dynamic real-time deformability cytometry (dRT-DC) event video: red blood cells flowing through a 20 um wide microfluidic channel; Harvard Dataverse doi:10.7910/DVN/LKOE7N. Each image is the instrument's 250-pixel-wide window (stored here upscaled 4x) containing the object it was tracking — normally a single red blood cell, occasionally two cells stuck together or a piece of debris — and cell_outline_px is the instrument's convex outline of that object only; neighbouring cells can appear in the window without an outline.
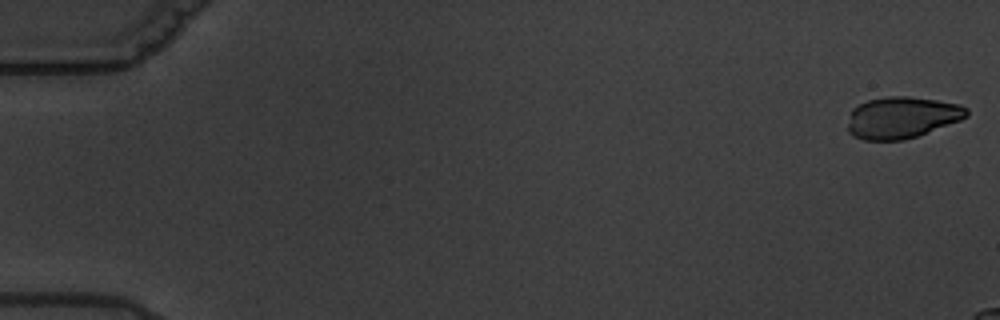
{"species": "common noctule bat (a hibernating species)", "species_latin": "Nyctalus noctula", "temperature_condition": "warm", "stored_images_in_passage": 5, "camera_frame_rate_fps": 3000, "um_per_image_px": 0.085, "animal": {"sex": "male", "body_mass_g": 19.5, "forearm_length_mm": 54.6}, "frame": {"image": 1, "passage_image": 1, "time_ms": 0.0, "image_size_px": [1000, 320], "cell_outline_px": [[968, 116], [960, 120], [916, 136], [904, 140], [864, 140], [852, 136], [848, 132], [848, 124], [852, 108], [868, 100], [888, 96], [908, 96], [936, 100], [960, 104], [968, 108]], "centroid_in_image_um": [76.65, 9.98], "position_along_channel_um": 8.4, "area_um2": 28.73}}